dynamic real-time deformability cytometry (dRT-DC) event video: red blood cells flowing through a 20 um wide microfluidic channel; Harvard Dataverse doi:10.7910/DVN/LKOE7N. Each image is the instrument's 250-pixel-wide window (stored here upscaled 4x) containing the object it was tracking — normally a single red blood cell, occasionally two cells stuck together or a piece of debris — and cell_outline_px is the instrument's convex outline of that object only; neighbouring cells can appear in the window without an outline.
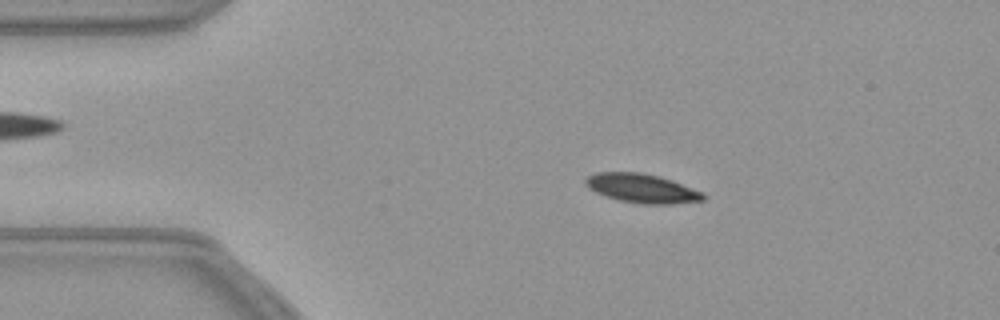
{"species": "common noctule bat (a hibernating species)", "species_latin": "Nyctalus noctula", "temperature_condition": "warm", "stored_images_in_passage": 53, "camera_frame_rate_fps": 3000, "um_per_image_px": 0.085, "animal": {"sex": "female", "body_mass_g": 21.9}, "frame": {"image": 1, "passage_image": 9, "time_ms": 2.667, "image_size_px": [1000, 320], "cell_outline_px": [[704, 200], [672, 204], [640, 204], [616, 200], [604, 196], [588, 188], [584, 184], [584, 180], [588, 176], [596, 172], [640, 172], [660, 176], [672, 180], [704, 192]], "centroid_in_image_um": [54.54, 16.01], "position_along_channel_um": 30.5, "area_um2": 20.17}}
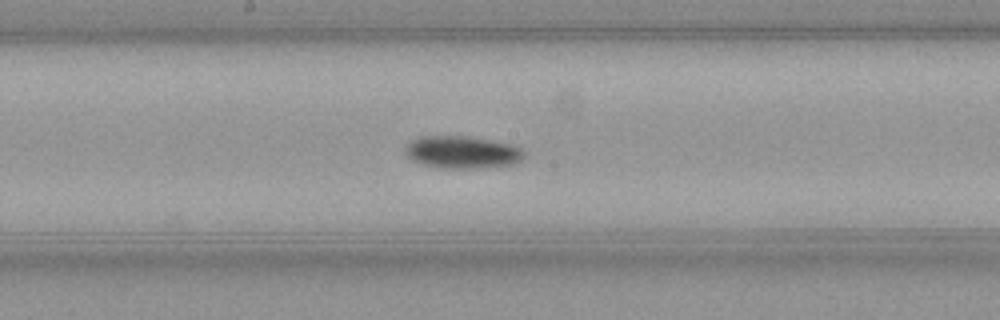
{"frame": {"image": 2, "passage_image": 27, "time_ms": 8.667, "image_size_px": [1000, 320], "cell_outline_px": [[524, 156], [520, 160], [512, 164], [480, 168], [436, 168], [420, 164], [412, 160], [404, 152], [404, 148], [412, 140], [420, 136], [472, 136], [512, 144], [520, 148], [524, 152]], "centroid_in_image_um": [39.26, 12.93], "position_along_channel_um": 208.9, "area_um2": 22.66}}
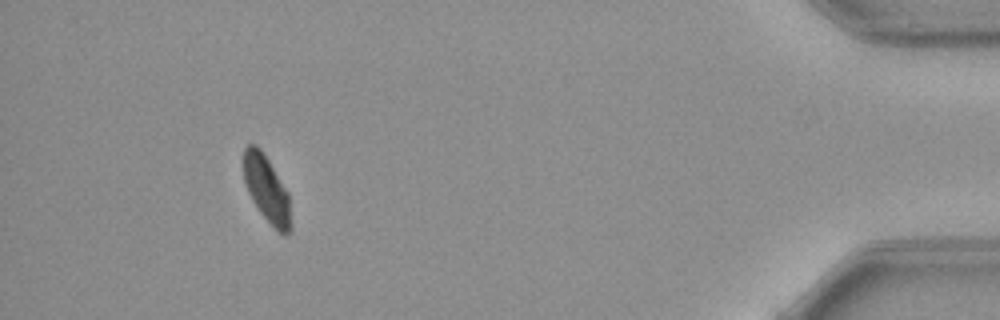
{"frame": {"image": 3, "passage_image": 49, "time_ms": 16.0, "image_size_px": [1000, 320], "cell_outline_px": [[292, 232], [288, 236], [284, 236], [260, 212], [252, 200], [248, 192], [244, 180], [244, 148], [248, 144], [256, 144], [260, 148], [268, 160], [288, 192], [292, 224]], "centroid_in_image_um": [22.69, 16.11], "position_along_channel_um": 412.5, "area_um2": 18.26}}